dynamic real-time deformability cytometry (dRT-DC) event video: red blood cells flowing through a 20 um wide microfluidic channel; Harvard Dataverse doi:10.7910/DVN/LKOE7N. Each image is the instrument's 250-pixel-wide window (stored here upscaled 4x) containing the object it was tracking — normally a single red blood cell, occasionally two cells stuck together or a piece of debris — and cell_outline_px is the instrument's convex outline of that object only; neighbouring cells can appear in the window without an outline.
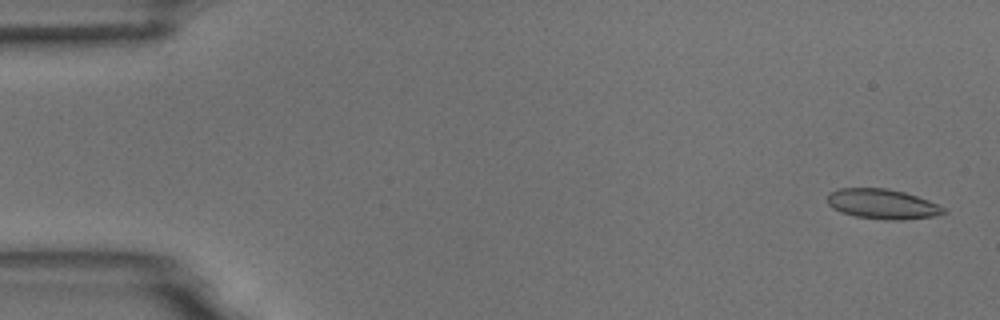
{"species": "common noctule bat (a hibernating species)", "species_latin": "Nyctalus noctula", "temperature_condition": "room temperature", "stored_images_in_passage": 17, "camera_frame_rate_fps": 3000, "um_per_image_px": 0.085, "animal": {"sex": "male", "body_mass_g": 18.8}, "frame": {"image": 1, "passage_image": 2, "time_ms": 0.333, "image_size_px": [1000, 320], "cell_outline_px": [[948, 212], [936, 216], [904, 220], [888, 220], [856, 216], [840, 212], [832, 208], [828, 204], [828, 192], [840, 188], [884, 188], [904, 192], [928, 200], [944, 208]], "centroid_in_image_um": [75.0, 17.35], "position_along_channel_um": 10.0, "area_um2": 20.29}}
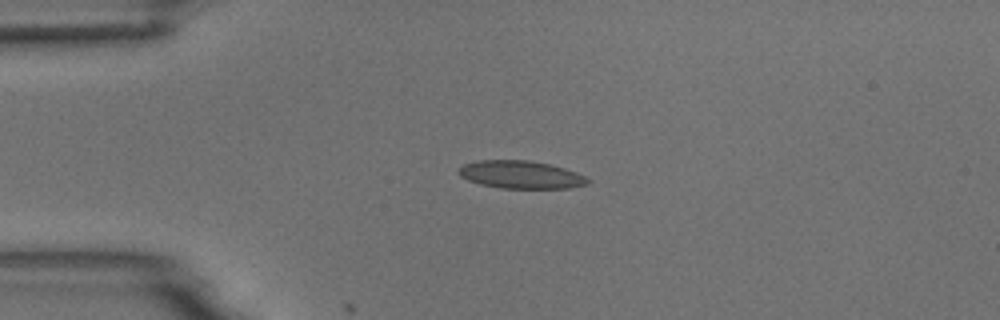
{"frame": {"image": 2, "passage_image": 13, "time_ms": 4.0, "image_size_px": [1000, 320], "cell_outline_px": [[592, 180], [588, 184], [568, 188], [500, 188], [480, 184], [468, 180], [460, 176], [456, 172], [464, 164], [476, 160], [528, 160], [548, 164], [564, 168], [576, 172]], "centroid_in_image_um": [44.26, 14.85], "position_along_channel_um": 40.7, "area_um2": 20.92}}